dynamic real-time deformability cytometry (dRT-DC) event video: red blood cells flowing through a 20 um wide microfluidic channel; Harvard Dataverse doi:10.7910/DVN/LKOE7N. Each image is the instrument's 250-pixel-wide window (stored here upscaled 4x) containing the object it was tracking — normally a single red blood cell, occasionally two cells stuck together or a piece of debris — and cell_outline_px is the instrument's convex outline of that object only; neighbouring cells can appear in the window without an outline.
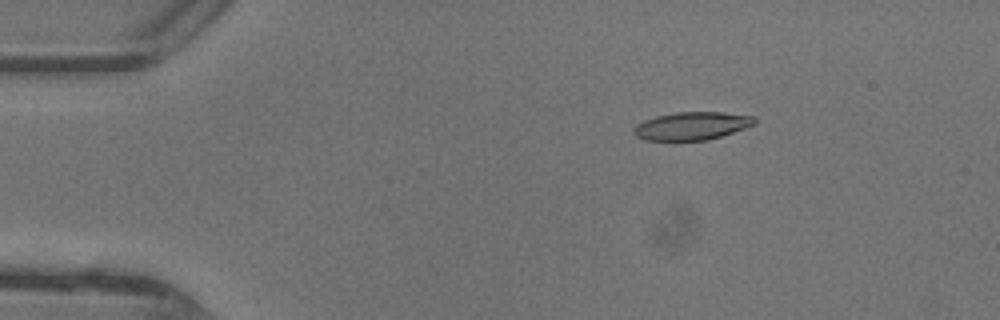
{"species": "common noctule bat (a hibernating species)", "species_latin": "Nyctalus noctula", "temperature_condition": "warm", "stored_images_in_passage": 41, "camera_frame_rate_fps": 3000, "um_per_image_px": 0.085, "animal": {"sex": "female"}, "frame": {"image": 1, "passage_image": 2, "time_ms": 0.333, "image_size_px": [1000, 320], "cell_outline_px": [[756, 124], [708, 140], [644, 140], [636, 136], [632, 132], [632, 128], [636, 124], [644, 120], [656, 116], [676, 112], [724, 112], [756, 116]], "centroid_in_image_um": [58.79, 10.69], "position_along_channel_um": 26.2, "area_um2": 19.77}}
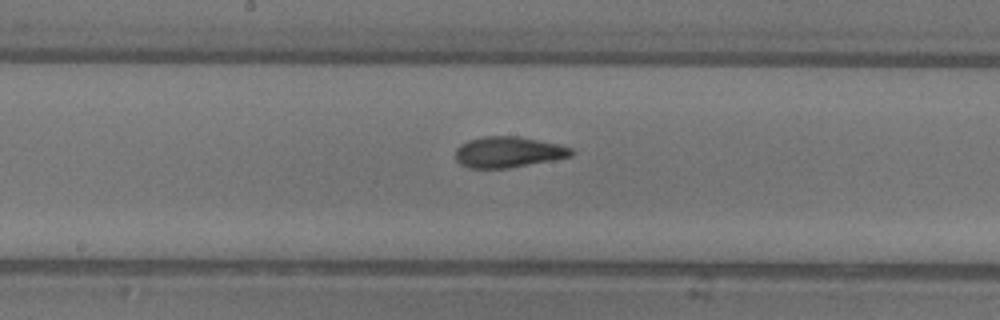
{"frame": {"image": 2, "passage_image": 19, "time_ms": 6.0, "image_size_px": [1000, 320], "cell_outline_px": [[576, 152], [572, 156], [552, 160], [508, 168], [468, 168], [460, 164], [456, 160], [456, 148], [460, 144], [468, 140], [484, 136], [516, 136], [556, 144], [572, 148]], "centroid_in_image_um": [43.17, 12.93], "position_along_channel_um": 205.0, "area_um2": 20.75}}
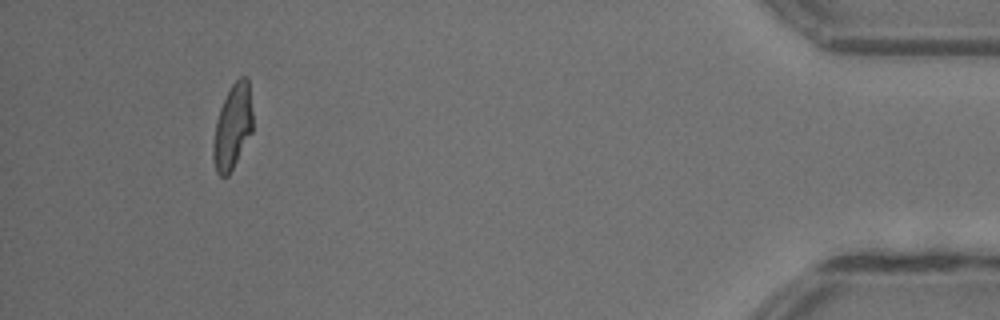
{"frame": {"image": 3, "passage_image": 38, "time_ms": 12.333, "image_size_px": [1000, 320], "cell_outline_px": [[252, 132], [228, 176], [220, 176], [216, 172], [212, 156], [212, 144], [216, 120], [220, 108], [232, 84], [240, 76], [248, 76], [252, 112]], "centroid_in_image_um": [19.76, 10.77], "position_along_channel_um": 415.4, "area_um2": 19.48}, "authors_computed_cell_mechanics": {"area_um2": 20.1722, "velocity_mm_per_s": 4.4243, "shape_relaxation_time_tau1_ms": 5.845, "shape_relaxation_time_tau2_ms": 1.3437, "deformation_change_tau1": 0.2237, "deformation_change_tau2": 0.0825}}